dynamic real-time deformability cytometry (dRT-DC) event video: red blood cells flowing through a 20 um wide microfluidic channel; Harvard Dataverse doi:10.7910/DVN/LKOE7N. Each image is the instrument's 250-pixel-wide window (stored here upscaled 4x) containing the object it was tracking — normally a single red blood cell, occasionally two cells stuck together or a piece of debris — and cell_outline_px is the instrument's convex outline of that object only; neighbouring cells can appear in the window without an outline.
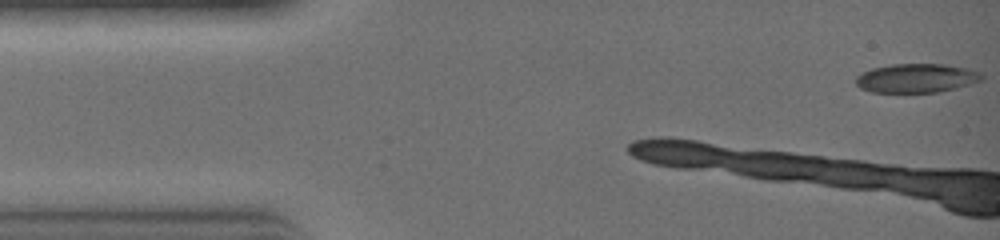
{"species": "common noctule bat (a hibernating species)", "species_latin": "Nyctalus noctula", "temperature_condition": "warm", "stored_images_in_passage": 6, "camera_frame_rate_fps": 3000, "um_per_image_px": 0.085, "animal": {"sex": "female", "body_mass_g": 19.0, "forearm_length_mm": 51.5}, "frame": {"image": 1, "passage_image": 1, "time_ms": 0.0, "image_size_px": [1000, 240], "cell_outline_px": [[984, 76], [980, 80], [956, 88], [936, 92], [872, 92], [860, 88], [856, 84], [856, 76], [872, 68], [892, 64], [940, 64], [964, 68], [980, 72]], "centroid_in_image_um": [77.86, 6.64], "position_along_channel_um": 7.1, "area_um2": 20.92}}